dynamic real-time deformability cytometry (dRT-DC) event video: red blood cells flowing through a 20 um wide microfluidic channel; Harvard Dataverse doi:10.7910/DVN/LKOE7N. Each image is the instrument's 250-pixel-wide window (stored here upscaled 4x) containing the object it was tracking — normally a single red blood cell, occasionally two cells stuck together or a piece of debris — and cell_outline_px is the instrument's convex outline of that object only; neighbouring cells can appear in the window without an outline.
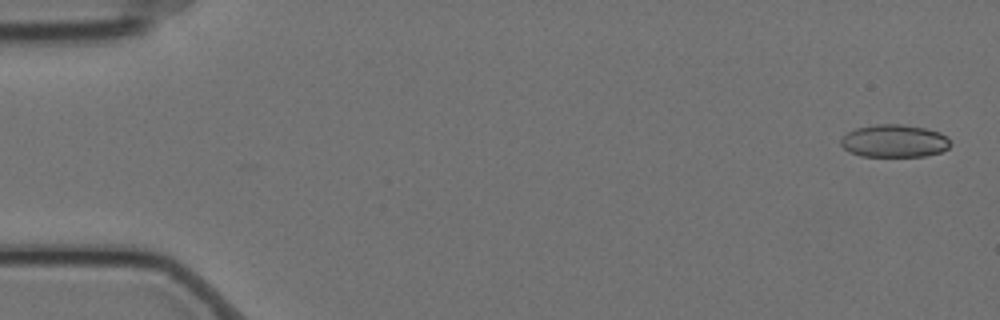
{"species": "Egyptian fruit bat (a non-hibernating species)", "species_latin": "Rousettus aegyptiacus", "temperature_condition": "cold", "stored_images_in_passage": 5, "camera_frame_rate_fps": 3000, "um_per_image_px": 0.085, "animal": {"sex": "female"}, "frame": {"image": 1, "passage_image": 1, "time_ms": 0.0, "image_size_px": [1000, 320], "cell_outline_px": [[952, 144], [948, 148], [940, 152], [924, 156], [860, 156], [848, 152], [840, 144], [840, 140], [848, 132], [856, 128], [876, 124], [900, 124], [924, 128], [940, 132], [948, 136]], "centroid_in_image_um": [76.02, 11.98], "position_along_channel_um": 9.0, "area_um2": 20.98}}
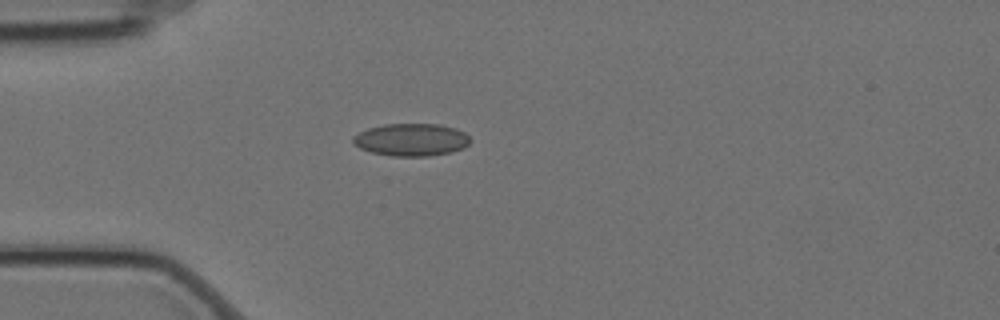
{"frame": {"image": 2, "passage_image": 5, "time_ms": 1.333, "image_size_px": [1000, 320], "cell_outline_px": [[472, 140], [464, 148], [452, 152], [428, 156], [392, 156], [372, 152], [360, 148], [352, 144], [352, 136], [368, 128], [384, 124], [440, 124], [456, 128], [464, 132]], "centroid_in_image_um": [34.96, 11.87], "position_along_channel_um": 50.0, "area_um2": 22.37}}